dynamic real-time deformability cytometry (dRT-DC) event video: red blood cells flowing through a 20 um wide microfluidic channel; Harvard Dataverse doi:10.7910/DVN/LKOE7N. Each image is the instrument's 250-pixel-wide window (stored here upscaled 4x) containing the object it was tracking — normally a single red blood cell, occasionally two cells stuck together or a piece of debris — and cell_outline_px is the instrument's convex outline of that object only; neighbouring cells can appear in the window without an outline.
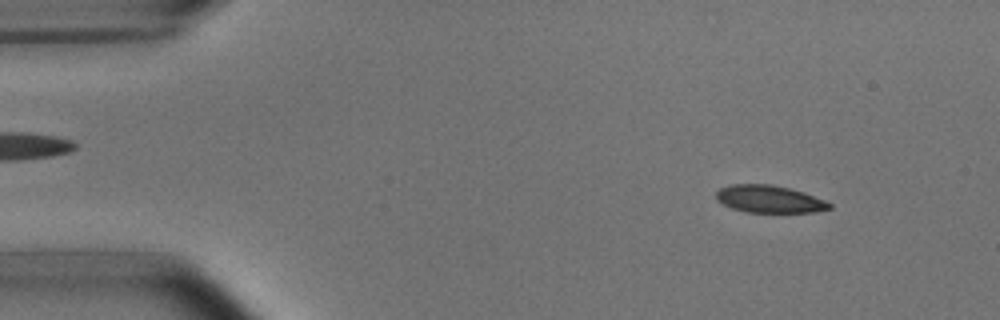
{"species": "common noctule bat (a hibernating species)", "species_latin": "Nyctalus noctula", "temperature_condition": "room temperature", "stored_images_in_passage": 52, "camera_frame_rate_fps": 3000, "um_per_image_px": 0.085, "animal": {"sex": "male", "body_mass_g": 15.6}, "frame": {"image": 1, "passage_image": 5, "time_ms": 1.333, "image_size_px": [1000, 320], "cell_outline_px": [[832, 208], [812, 212], [744, 212], [732, 208], [716, 200], [716, 192], [720, 188], [732, 184], [772, 184], [804, 192], [824, 200], [832, 204]], "centroid_in_image_um": [65.38, 16.92], "position_along_channel_um": 19.6, "area_um2": 18.03}}
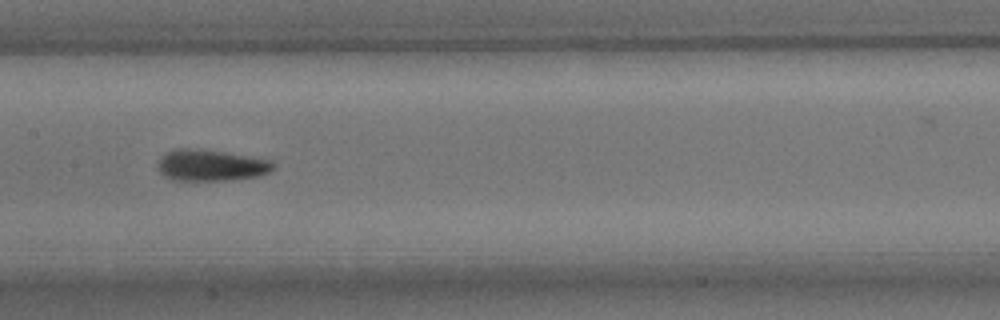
{"frame": {"image": 2, "passage_image": 25, "time_ms": 8.0, "image_size_px": [1000, 320], "cell_outline_px": [[276, 168], [268, 172], [256, 176], [232, 180], [172, 180], [164, 176], [160, 172], [156, 164], [160, 156], [176, 148], [188, 148], [224, 152], [272, 160], [276, 164]], "centroid_in_image_um": [17.92, 14.05], "position_along_channel_um": 189.5, "area_um2": 21.15}}
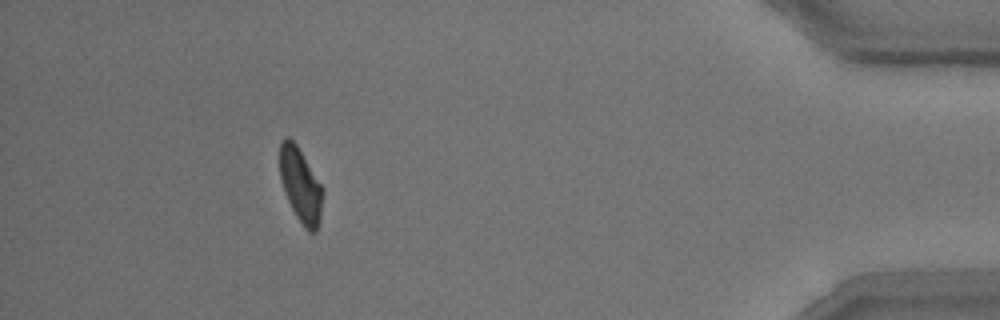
{"frame": {"image": 3, "passage_image": 47, "time_ms": 15.333, "image_size_px": [1000, 320], "cell_outline_px": [[324, 192], [320, 220], [316, 232], [308, 232], [304, 228], [296, 216], [288, 200], [280, 180], [280, 140], [284, 136], [288, 136], [296, 144], [324, 188]], "centroid_in_image_um": [25.56, 15.74], "position_along_channel_um": 409.6, "area_um2": 18.79}, "authors_computed_cell_mechanics": {"area_um2": 19.5942, "velocity_mm_per_s": 3.7826, "shape_relaxation_time_tau1_ms": 3.9699, "shape_relaxation_time_tau2_ms": 2.0145, "deformation_change_tau1": 0.1449, "deformation_change_tau2": 0.077}}